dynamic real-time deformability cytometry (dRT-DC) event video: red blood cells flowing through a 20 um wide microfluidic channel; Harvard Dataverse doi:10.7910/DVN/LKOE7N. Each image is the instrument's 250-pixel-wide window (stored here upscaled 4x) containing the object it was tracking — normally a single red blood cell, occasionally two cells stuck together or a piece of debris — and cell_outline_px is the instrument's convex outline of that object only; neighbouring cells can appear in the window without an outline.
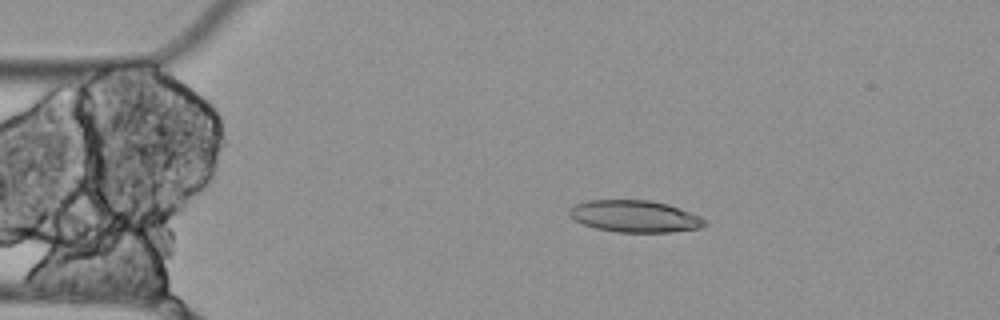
{"species": "Egyptian fruit bat (a non-hibernating species)", "species_latin": "Rousettus aegyptiacus", "temperature_condition": "cold", "stored_images_in_passage": 5, "camera_frame_rate_fps": 3000, "um_per_image_px": 0.085, "animal": {"sex": "female"}, "frame": {"image": 1, "passage_image": 3, "time_ms": 0.667, "image_size_px": [1000, 320], "cell_outline_px": [[708, 224], [700, 228], [672, 232], [616, 232], [596, 228], [584, 224], [576, 220], [568, 212], [568, 208], [576, 204], [588, 200], [648, 200], [668, 204], [700, 216], [708, 220]], "centroid_in_image_um": [53.99, 18.39], "position_along_channel_um": 31.0, "area_um2": 25.14}}